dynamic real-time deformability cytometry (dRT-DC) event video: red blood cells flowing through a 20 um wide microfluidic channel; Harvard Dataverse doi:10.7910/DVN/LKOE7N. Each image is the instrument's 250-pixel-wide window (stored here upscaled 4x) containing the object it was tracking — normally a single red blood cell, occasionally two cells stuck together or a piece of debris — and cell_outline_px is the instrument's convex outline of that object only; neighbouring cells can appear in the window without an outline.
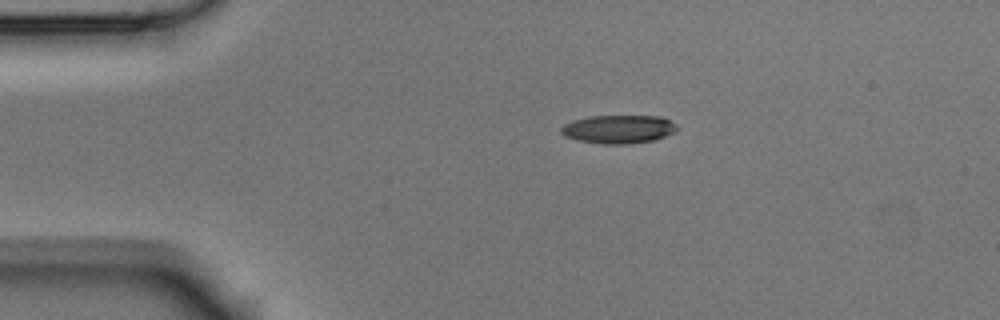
{"species": "Egyptian fruit bat (a non-hibernating species)", "species_latin": "Rousettus aegyptiacus", "temperature_condition": "room temperature", "stored_images_in_passage": 3, "camera_frame_rate_fps": 3000, "um_per_image_px": 0.085, "animal": {"sex": "male"}, "frame": {"image": 1, "passage_image": 3, "time_ms": 0.667, "image_size_px": [1000, 320], "cell_outline_px": [[676, 128], [672, 132], [664, 136], [652, 140], [624, 144], [604, 144], [576, 140], [564, 136], [560, 132], [560, 128], [564, 124], [572, 120], [588, 116], [660, 116], [676, 124]], "centroid_in_image_um": [52.49, 10.97], "position_along_channel_um": 32.5, "area_um2": 19.02}}